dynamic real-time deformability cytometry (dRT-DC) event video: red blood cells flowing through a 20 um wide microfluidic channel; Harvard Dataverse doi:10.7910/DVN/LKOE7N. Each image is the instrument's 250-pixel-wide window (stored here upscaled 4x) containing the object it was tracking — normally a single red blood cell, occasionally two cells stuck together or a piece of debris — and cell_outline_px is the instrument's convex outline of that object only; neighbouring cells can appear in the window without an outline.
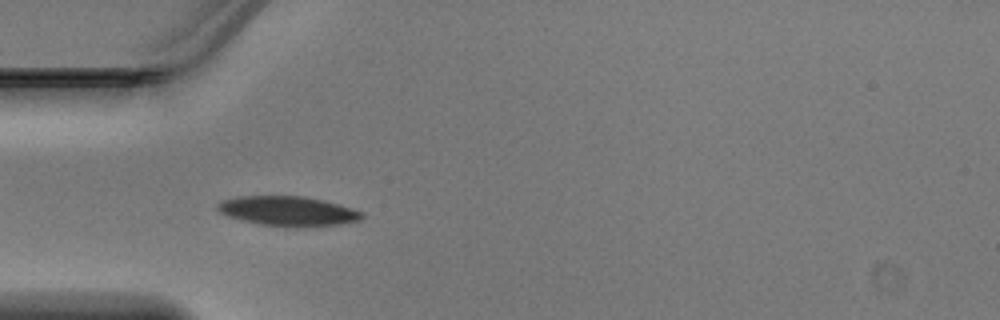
{"species": "Egyptian fruit bat (a non-hibernating species)", "species_latin": "Rousettus aegyptiacus", "temperature_condition": "warm", "stored_images_in_passage": 15, "camera_frame_rate_fps": 3000, "um_per_image_px": 0.085, "animal": {"sex": "male"}, "frame": {"image": 1, "passage_image": 3, "time_ms": 0.667, "image_size_px": [1000, 320], "cell_outline_px": [[364, 216], [360, 220], [336, 224], [260, 224], [228, 216], [220, 212], [216, 208], [216, 204], [220, 200], [240, 196], [304, 196], [324, 200], [352, 208], [364, 212]], "centroid_in_image_um": [24.44, 17.88], "position_along_channel_um": 60.6, "area_um2": 23.93}}
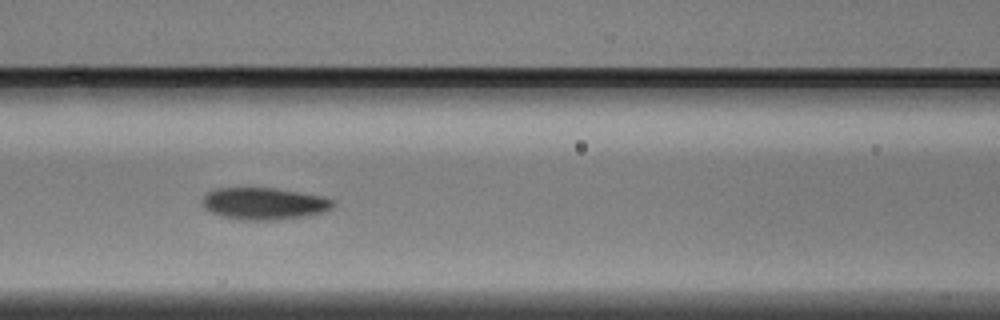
{"frame": {"image": 2, "passage_image": 9, "time_ms": 2.667, "image_size_px": [1000, 320], "cell_outline_px": [[336, 204], [332, 208], [324, 212], [304, 216], [272, 220], [240, 220], [220, 216], [212, 212], [204, 204], [204, 196], [212, 188], [276, 188], [324, 196], [332, 200]], "centroid_in_image_um": [22.49, 17.3], "position_along_channel_um": 144.1, "area_um2": 24.28}}